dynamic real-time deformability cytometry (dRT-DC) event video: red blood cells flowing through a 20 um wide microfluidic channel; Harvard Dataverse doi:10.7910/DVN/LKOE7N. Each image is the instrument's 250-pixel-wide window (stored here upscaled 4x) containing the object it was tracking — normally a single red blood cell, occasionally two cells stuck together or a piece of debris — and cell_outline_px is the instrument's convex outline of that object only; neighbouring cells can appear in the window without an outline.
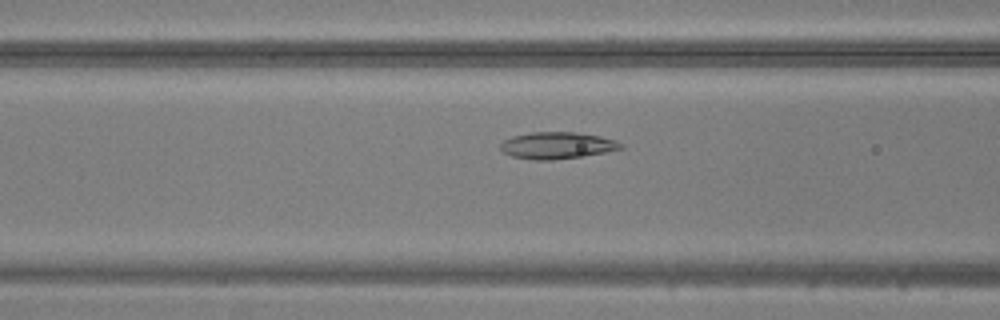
{"species": "common noctule bat (a hibernating species)", "species_latin": "Nyctalus noctula", "temperature_condition": "warm", "stored_images_in_passage": 49, "camera_frame_rate_fps": 3000, "um_per_image_px": 0.085, "animal": {"sex": "male", "body_mass_g": 20.5, "forearm_length_mm": 52.5}, "frame": {"image": 1, "passage_image": 20, "time_ms": 6.333, "image_size_px": [1000, 320], "cell_outline_px": [[624, 148], [584, 156], [552, 160], [536, 160], [512, 156], [504, 152], [500, 148], [500, 144], [504, 140], [512, 136], [532, 132], [576, 132], [600, 136], [624, 144]], "centroid_in_image_um": [47.35, 12.36], "position_along_channel_um": 119.3, "area_um2": 18.67}}
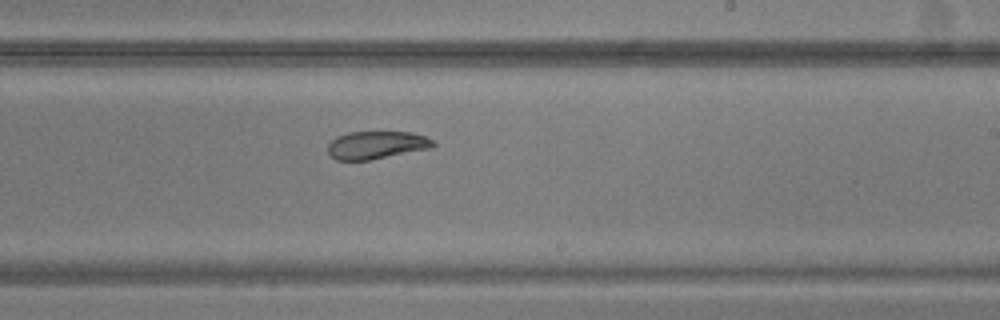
{"frame": {"image": 2, "passage_image": 30, "time_ms": 9.667, "image_size_px": [1000, 320], "cell_outline_px": [[436, 144], [432, 148], [368, 160], [336, 160], [328, 152], [328, 144], [336, 136], [348, 132], [412, 132], [424, 136], [432, 140]], "centroid_in_image_um": [31.99, 12.32], "position_along_channel_um": 257.0, "area_um2": 16.99}}
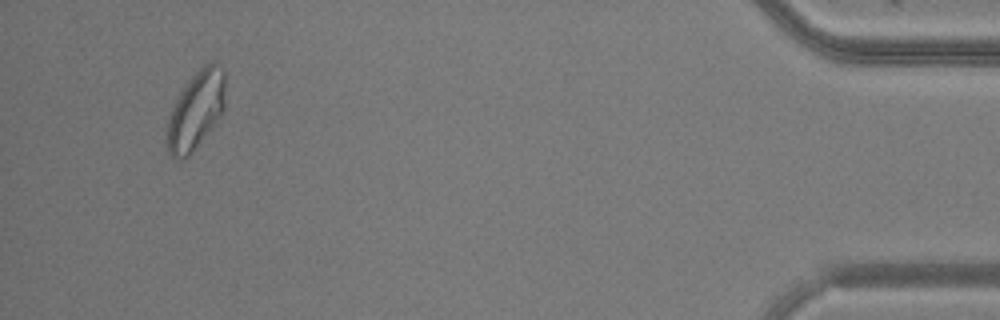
{"frame": {"image": 3, "passage_image": 47, "time_ms": 15.333, "image_size_px": [1000, 320], "cell_outline_px": [[224, 112], [220, 120], [192, 152], [184, 160], [176, 160], [168, 152], [168, 120], [172, 108], [180, 92], [192, 76], [208, 60], [212, 60], [224, 68]], "centroid_in_image_um": [16.69, 9.37], "position_along_channel_um": 418.5, "area_um2": 26.65}}